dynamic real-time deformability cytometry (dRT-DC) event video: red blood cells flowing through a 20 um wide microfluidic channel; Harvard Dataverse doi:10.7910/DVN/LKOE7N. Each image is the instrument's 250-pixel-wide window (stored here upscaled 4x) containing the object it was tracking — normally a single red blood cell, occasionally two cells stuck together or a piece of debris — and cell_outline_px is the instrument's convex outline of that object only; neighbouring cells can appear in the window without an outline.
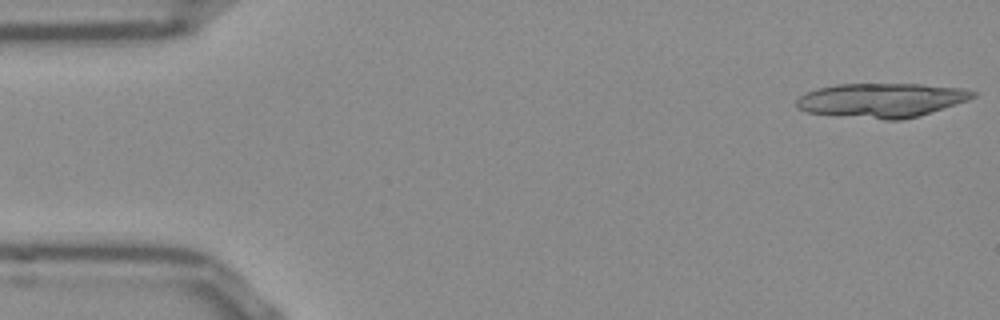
{"species": "Egyptian fruit bat (a non-hibernating species)", "species_latin": "Rousettus aegyptiacus", "temperature_condition": "room temperature", "stored_images_in_passage": 13, "camera_frame_rate_fps": 3000, "um_per_image_px": 0.085, "frame": {"image": 1, "passage_image": 1, "time_ms": 0.0, "image_size_px": [1000, 320], "cell_outline_px": [[976, 96], [968, 100], [920, 116], [900, 120], [884, 120], [836, 116], [808, 112], [796, 108], [796, 100], [800, 96], [816, 88], [836, 84], [920, 84], [964, 88], [976, 92]], "centroid_in_image_um": [74.92, 8.53], "position_along_channel_um": 10.1, "area_um2": 35.55}}